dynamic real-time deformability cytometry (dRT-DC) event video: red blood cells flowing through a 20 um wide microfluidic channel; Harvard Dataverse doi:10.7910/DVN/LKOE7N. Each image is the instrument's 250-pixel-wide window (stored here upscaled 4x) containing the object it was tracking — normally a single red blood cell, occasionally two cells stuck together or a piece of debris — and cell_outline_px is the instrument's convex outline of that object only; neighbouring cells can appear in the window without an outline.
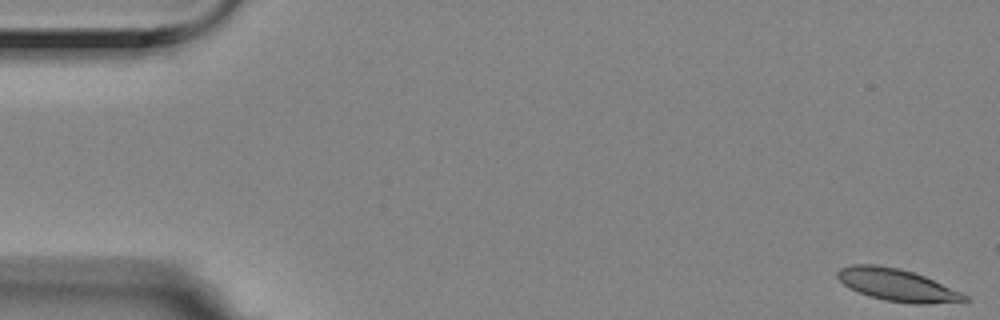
{"species": "Egyptian fruit bat (a non-hibernating species)", "species_latin": "Rousettus aegyptiacus", "temperature_condition": "room temperature", "stored_images_in_passage": 5, "camera_frame_rate_fps": 3000, "um_per_image_px": 0.085, "animal": {"sex": "female"}, "frame": {"image": 1, "passage_image": 1, "time_ms": 0.0, "image_size_px": [1000, 320], "cell_outline_px": [[972, 300], [964, 304], [912, 304], [884, 300], [860, 292], [844, 284], [836, 276], [836, 272], [840, 268], [852, 264], [876, 264], [900, 268], [924, 276], [964, 292]], "centroid_in_image_um": [76.41, 24.25], "position_along_channel_um": 8.6, "area_um2": 24.45}}
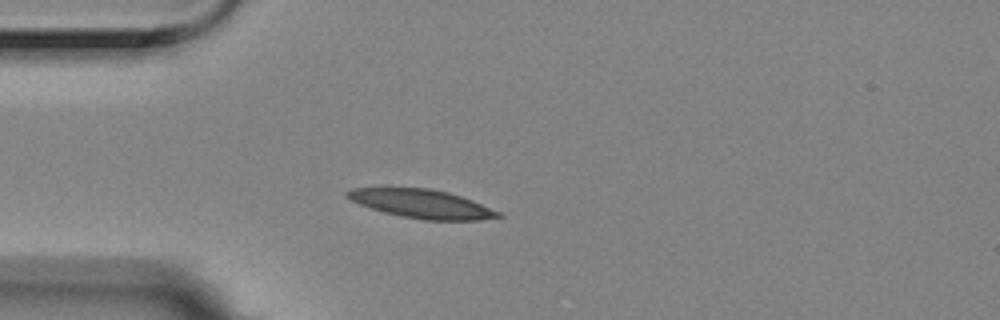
{"frame": {"image": 2, "passage_image": 5, "time_ms": 1.333, "image_size_px": [1000, 320], "cell_outline_px": [[504, 216], [480, 220], [424, 220], [400, 216], [384, 212], [360, 204], [344, 196], [344, 192], [352, 188], [432, 188], [448, 192], [472, 200], [500, 212]], "centroid_in_image_um": [35.85, 17.32], "position_along_channel_um": 49.2, "area_um2": 25.09}}